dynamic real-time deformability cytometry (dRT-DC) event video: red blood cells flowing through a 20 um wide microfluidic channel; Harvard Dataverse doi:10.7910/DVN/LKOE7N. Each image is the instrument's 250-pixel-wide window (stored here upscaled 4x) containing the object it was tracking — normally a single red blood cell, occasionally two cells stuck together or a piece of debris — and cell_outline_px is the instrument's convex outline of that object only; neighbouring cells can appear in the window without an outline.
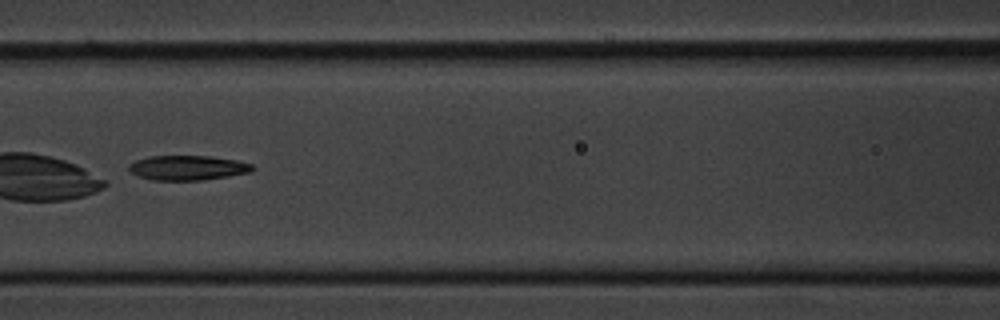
{"species": "common noctule bat (a hibernating species)", "species_latin": "Nyctalus noctula", "temperature_condition": "cold", "stored_images_in_passage": 11, "camera_frame_rate_fps": 3000, "um_per_image_px": 0.085, "animal": {"sex": "male", "body_mass_g": 20.1, "forearm_length_mm": 53.5}, "frame": {"image": 1, "passage_image": 7, "time_ms": 7.667, "image_size_px": [1000, 320], "cell_outline_px": [[256, 168], [252, 172], [228, 176], [200, 180], [152, 180], [140, 176], [132, 172], [128, 168], [128, 164], [136, 160], [148, 156], [212, 156], [236, 160], [252, 164]], "centroid_in_image_um": [15.98, 14.25], "position_along_channel_um": 150.6, "area_um2": 17.8}}
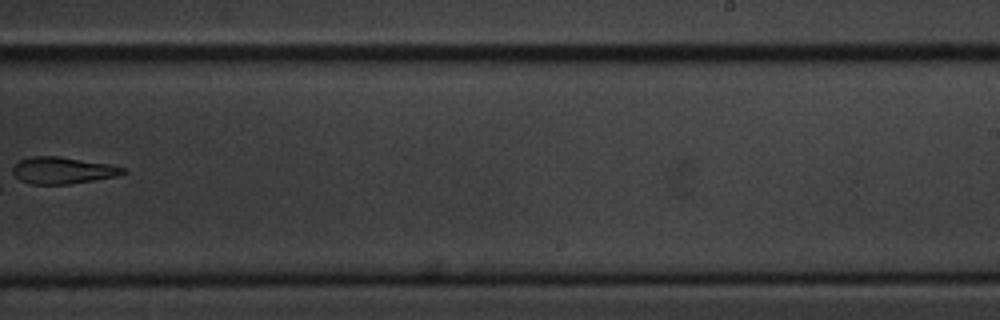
{"frame": {"image": 2, "passage_image": 10, "time_ms": 11.333, "image_size_px": [1000, 320], "cell_outline_px": [[128, 172], [116, 176], [68, 184], [28, 184], [20, 180], [12, 172], [12, 168], [20, 160], [32, 156], [56, 156], [108, 164], [124, 168]], "centroid_in_image_um": [5.29, 14.49], "position_along_channel_um": 283.7, "area_um2": 16.94}}
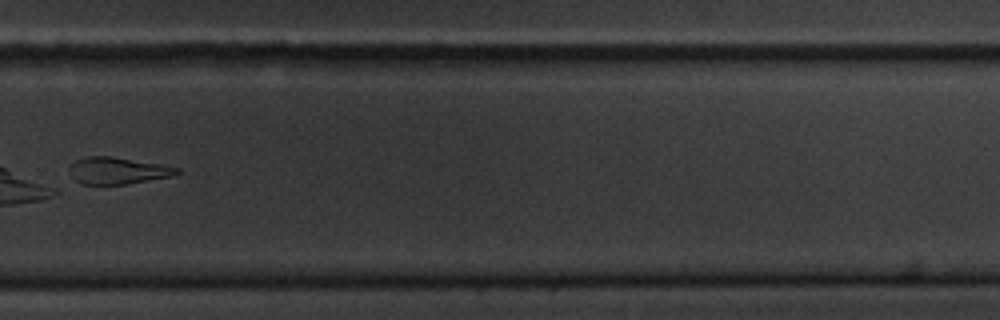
{"frame": {"image": 3, "passage_image": 11, "time_ms": 12.333, "image_size_px": [1000, 320], "cell_outline_px": [[180, 172], [172, 176], [124, 184], [80, 184], [72, 180], [68, 172], [68, 168], [76, 160], [88, 156], [112, 156], [160, 164], [180, 168]], "centroid_in_image_um": [9.94, 14.5], "position_along_channel_um": 319.9, "area_um2": 16.88}}